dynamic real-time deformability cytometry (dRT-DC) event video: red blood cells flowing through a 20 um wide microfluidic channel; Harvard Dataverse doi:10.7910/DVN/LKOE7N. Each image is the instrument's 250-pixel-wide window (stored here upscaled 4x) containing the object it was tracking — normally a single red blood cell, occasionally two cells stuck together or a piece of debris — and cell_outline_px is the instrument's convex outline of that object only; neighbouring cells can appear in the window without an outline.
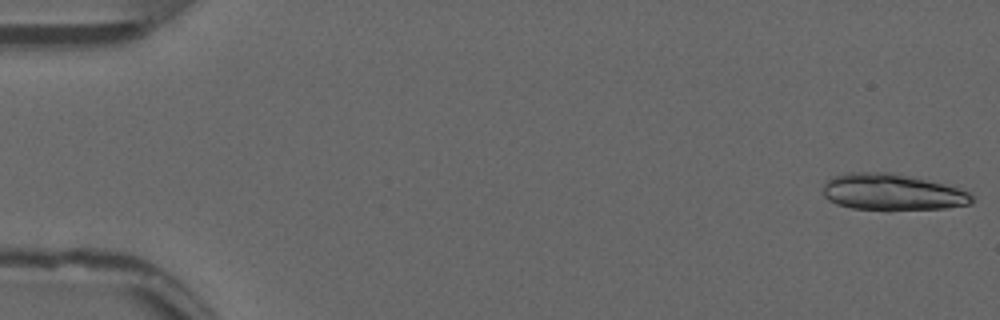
{"species": "common noctule bat (a hibernating species)", "species_latin": "Nyctalus noctula", "temperature_condition": "warm", "stored_images_in_passage": 40, "camera_frame_rate_fps": 3000, "um_per_image_px": 0.085, "animal": {"sex": "male", "forearm_length_mm": 52.5}, "frame": {"image": 1, "passage_image": 1, "time_ms": 0.0, "image_size_px": [1000, 320], "cell_outline_px": [[972, 204], [948, 208], [852, 208], [836, 204], [828, 200], [824, 196], [824, 184], [832, 176], [848, 172], [896, 172], [960, 188], [968, 192], [972, 196]], "centroid_in_image_um": [75.83, 16.29], "position_along_channel_um": 9.2, "area_um2": 31.21}}
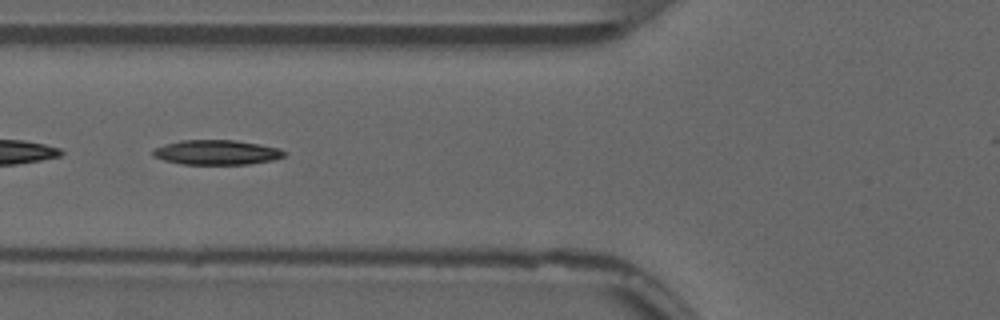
{"frame": {"image": 2, "passage_image": 21, "time_ms": 6.667, "image_size_px": [1000, 320], "cell_outline_px": [[284, 156], [272, 160], [248, 164], [184, 164], [164, 160], [152, 156], [152, 148], [164, 144], [180, 140], [236, 140], [260, 144], [276, 148], [284, 152]], "centroid_in_image_um": [18.34, 12.94], "position_along_channel_um": 107.5, "area_um2": 18.84}}
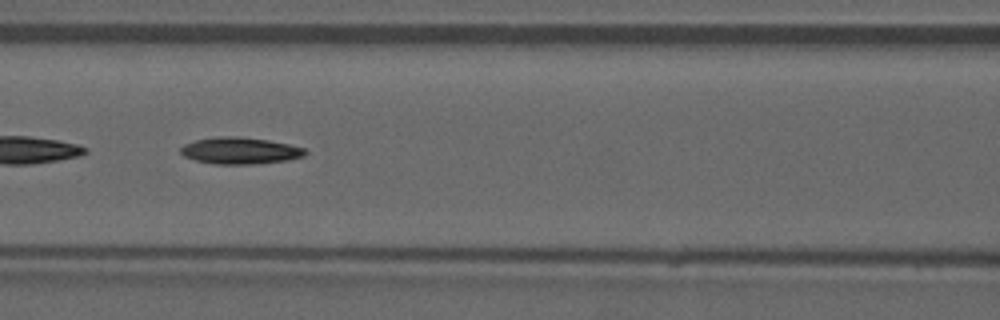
{"frame": {"image": 3, "passage_image": 24, "time_ms": 7.667, "image_size_px": [1000, 320], "cell_outline_px": [[308, 152], [304, 156], [288, 160], [256, 164], [216, 164], [196, 160], [184, 156], [180, 152], [180, 148], [184, 144], [196, 140], [216, 136], [240, 136], [268, 140], [288, 144], [304, 148]], "centroid_in_image_um": [20.41, 12.8], "position_along_channel_um": 146.2, "area_um2": 19.42}}